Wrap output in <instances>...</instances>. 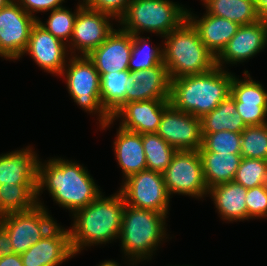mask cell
Segmentation results:
<instances>
[{
    "instance_id": "6da1fadb",
    "label": "cell",
    "mask_w": 267,
    "mask_h": 266,
    "mask_svg": "<svg viewBox=\"0 0 267 266\" xmlns=\"http://www.w3.org/2000/svg\"><path fill=\"white\" fill-rule=\"evenodd\" d=\"M48 161V162H47ZM38 165L36 200L48 190L55 203L68 209L72 215L93 202L102 192L89 174L87 167L62 158H52ZM40 195V196H39Z\"/></svg>"
},
{
    "instance_id": "7a4b0ae2",
    "label": "cell",
    "mask_w": 267,
    "mask_h": 266,
    "mask_svg": "<svg viewBox=\"0 0 267 266\" xmlns=\"http://www.w3.org/2000/svg\"><path fill=\"white\" fill-rule=\"evenodd\" d=\"M125 205L124 196L117 191L109 197L101 193L93 202L76 211L72 215V228L69 229L74 255L86 246L111 243L113 239H118Z\"/></svg>"
},
{
    "instance_id": "3957f363",
    "label": "cell",
    "mask_w": 267,
    "mask_h": 266,
    "mask_svg": "<svg viewBox=\"0 0 267 266\" xmlns=\"http://www.w3.org/2000/svg\"><path fill=\"white\" fill-rule=\"evenodd\" d=\"M233 76L228 70L215 66L205 73L172 79L170 104L201 118L230 95Z\"/></svg>"
},
{
    "instance_id": "277c9868",
    "label": "cell",
    "mask_w": 267,
    "mask_h": 266,
    "mask_svg": "<svg viewBox=\"0 0 267 266\" xmlns=\"http://www.w3.org/2000/svg\"><path fill=\"white\" fill-rule=\"evenodd\" d=\"M163 38V63L170 80L205 73L216 66V57L188 19Z\"/></svg>"
},
{
    "instance_id": "5b68a950",
    "label": "cell",
    "mask_w": 267,
    "mask_h": 266,
    "mask_svg": "<svg viewBox=\"0 0 267 266\" xmlns=\"http://www.w3.org/2000/svg\"><path fill=\"white\" fill-rule=\"evenodd\" d=\"M166 218V214L125 205L119 239L129 265L151 260L161 241L168 238Z\"/></svg>"
},
{
    "instance_id": "8992f818",
    "label": "cell",
    "mask_w": 267,
    "mask_h": 266,
    "mask_svg": "<svg viewBox=\"0 0 267 266\" xmlns=\"http://www.w3.org/2000/svg\"><path fill=\"white\" fill-rule=\"evenodd\" d=\"M187 10L170 0H132L118 23L132 35L146 31L165 37L187 19Z\"/></svg>"
},
{
    "instance_id": "52a82bcc",
    "label": "cell",
    "mask_w": 267,
    "mask_h": 266,
    "mask_svg": "<svg viewBox=\"0 0 267 266\" xmlns=\"http://www.w3.org/2000/svg\"><path fill=\"white\" fill-rule=\"evenodd\" d=\"M68 60L60 75L66 79L68 93L83 110L90 114L97 113L99 126L105 130L113 124V121L101 106L98 71L87 56H70Z\"/></svg>"
},
{
    "instance_id": "ba28073f",
    "label": "cell",
    "mask_w": 267,
    "mask_h": 266,
    "mask_svg": "<svg viewBox=\"0 0 267 266\" xmlns=\"http://www.w3.org/2000/svg\"><path fill=\"white\" fill-rule=\"evenodd\" d=\"M162 174L169 196L181 194L201 199L208 193L201 157L196 150H177Z\"/></svg>"
},
{
    "instance_id": "9c48e42d",
    "label": "cell",
    "mask_w": 267,
    "mask_h": 266,
    "mask_svg": "<svg viewBox=\"0 0 267 266\" xmlns=\"http://www.w3.org/2000/svg\"><path fill=\"white\" fill-rule=\"evenodd\" d=\"M53 219L43 204H37L27 212L0 216V224L10 235L14 253L21 255L57 224Z\"/></svg>"
},
{
    "instance_id": "30bf717a",
    "label": "cell",
    "mask_w": 267,
    "mask_h": 266,
    "mask_svg": "<svg viewBox=\"0 0 267 266\" xmlns=\"http://www.w3.org/2000/svg\"><path fill=\"white\" fill-rule=\"evenodd\" d=\"M120 192L126 205L168 214L170 196L166 190L163 174L143 170L123 180Z\"/></svg>"
},
{
    "instance_id": "8fae6325",
    "label": "cell",
    "mask_w": 267,
    "mask_h": 266,
    "mask_svg": "<svg viewBox=\"0 0 267 266\" xmlns=\"http://www.w3.org/2000/svg\"><path fill=\"white\" fill-rule=\"evenodd\" d=\"M35 17L28 14L15 0L0 7V57L17 60L23 56Z\"/></svg>"
},
{
    "instance_id": "7c38bea8",
    "label": "cell",
    "mask_w": 267,
    "mask_h": 266,
    "mask_svg": "<svg viewBox=\"0 0 267 266\" xmlns=\"http://www.w3.org/2000/svg\"><path fill=\"white\" fill-rule=\"evenodd\" d=\"M112 19L111 16L93 10L84 4L77 12L69 42L71 45L67 44L68 48H70V55L78 56L75 51L78 52L79 50L81 56H88L98 48L114 30L113 25L110 23Z\"/></svg>"
},
{
    "instance_id": "4fadbf2b",
    "label": "cell",
    "mask_w": 267,
    "mask_h": 266,
    "mask_svg": "<svg viewBox=\"0 0 267 266\" xmlns=\"http://www.w3.org/2000/svg\"><path fill=\"white\" fill-rule=\"evenodd\" d=\"M177 150H196L202 146L201 120L170 105L156 132Z\"/></svg>"
},
{
    "instance_id": "5bb4252c",
    "label": "cell",
    "mask_w": 267,
    "mask_h": 266,
    "mask_svg": "<svg viewBox=\"0 0 267 266\" xmlns=\"http://www.w3.org/2000/svg\"><path fill=\"white\" fill-rule=\"evenodd\" d=\"M244 76V79H239L234 74L230 85L237 112L247 126L267 124V90L253 80L247 70H244Z\"/></svg>"
},
{
    "instance_id": "9a60e30c",
    "label": "cell",
    "mask_w": 267,
    "mask_h": 266,
    "mask_svg": "<svg viewBox=\"0 0 267 266\" xmlns=\"http://www.w3.org/2000/svg\"><path fill=\"white\" fill-rule=\"evenodd\" d=\"M267 46V20L241 25L226 47L216 57V66L243 63L251 59Z\"/></svg>"
},
{
    "instance_id": "2e32d148",
    "label": "cell",
    "mask_w": 267,
    "mask_h": 266,
    "mask_svg": "<svg viewBox=\"0 0 267 266\" xmlns=\"http://www.w3.org/2000/svg\"><path fill=\"white\" fill-rule=\"evenodd\" d=\"M66 45L37 21L31 29L28 45L23 55L29 54L44 72L60 76L69 59L67 58L69 50Z\"/></svg>"
},
{
    "instance_id": "e0dca14e",
    "label": "cell",
    "mask_w": 267,
    "mask_h": 266,
    "mask_svg": "<svg viewBox=\"0 0 267 266\" xmlns=\"http://www.w3.org/2000/svg\"><path fill=\"white\" fill-rule=\"evenodd\" d=\"M74 255L70 232L58 223L37 243L21 254L23 266H60Z\"/></svg>"
},
{
    "instance_id": "ac0fdd59",
    "label": "cell",
    "mask_w": 267,
    "mask_h": 266,
    "mask_svg": "<svg viewBox=\"0 0 267 266\" xmlns=\"http://www.w3.org/2000/svg\"><path fill=\"white\" fill-rule=\"evenodd\" d=\"M170 105V100L163 99L129 102L122 105L111 116V120L114 122L120 118L119 127L130 132L139 134L156 133L163 112Z\"/></svg>"
},
{
    "instance_id": "d6986e66",
    "label": "cell",
    "mask_w": 267,
    "mask_h": 266,
    "mask_svg": "<svg viewBox=\"0 0 267 266\" xmlns=\"http://www.w3.org/2000/svg\"><path fill=\"white\" fill-rule=\"evenodd\" d=\"M171 80L163 62L150 69L132 71L126 82L125 104L151 99H170Z\"/></svg>"
},
{
    "instance_id": "ffe728a7",
    "label": "cell",
    "mask_w": 267,
    "mask_h": 266,
    "mask_svg": "<svg viewBox=\"0 0 267 266\" xmlns=\"http://www.w3.org/2000/svg\"><path fill=\"white\" fill-rule=\"evenodd\" d=\"M132 52V34L114 29L106 40L87 57L93 62L99 75L129 70Z\"/></svg>"
},
{
    "instance_id": "44dd1931",
    "label": "cell",
    "mask_w": 267,
    "mask_h": 266,
    "mask_svg": "<svg viewBox=\"0 0 267 266\" xmlns=\"http://www.w3.org/2000/svg\"><path fill=\"white\" fill-rule=\"evenodd\" d=\"M32 147L15 150L0 155V185L35 184L38 185V159Z\"/></svg>"
},
{
    "instance_id": "7402d4cb",
    "label": "cell",
    "mask_w": 267,
    "mask_h": 266,
    "mask_svg": "<svg viewBox=\"0 0 267 266\" xmlns=\"http://www.w3.org/2000/svg\"><path fill=\"white\" fill-rule=\"evenodd\" d=\"M192 14L191 10H187V19L197 29L202 43L217 57L240 25L223 17L211 15L207 11L201 18Z\"/></svg>"
},
{
    "instance_id": "603a6c76",
    "label": "cell",
    "mask_w": 267,
    "mask_h": 266,
    "mask_svg": "<svg viewBox=\"0 0 267 266\" xmlns=\"http://www.w3.org/2000/svg\"><path fill=\"white\" fill-rule=\"evenodd\" d=\"M114 153L124 180L140 171L147 170L142 134L119 127L114 141Z\"/></svg>"
},
{
    "instance_id": "cb8c5ba5",
    "label": "cell",
    "mask_w": 267,
    "mask_h": 266,
    "mask_svg": "<svg viewBox=\"0 0 267 266\" xmlns=\"http://www.w3.org/2000/svg\"><path fill=\"white\" fill-rule=\"evenodd\" d=\"M247 188L234 181L221 183L208 189V195L214 201L215 208L225 221L247 220L245 197Z\"/></svg>"
},
{
    "instance_id": "d4e9b609",
    "label": "cell",
    "mask_w": 267,
    "mask_h": 266,
    "mask_svg": "<svg viewBox=\"0 0 267 266\" xmlns=\"http://www.w3.org/2000/svg\"><path fill=\"white\" fill-rule=\"evenodd\" d=\"M204 179L209 188L234 180L242 160L241 154L199 152Z\"/></svg>"
},
{
    "instance_id": "484cf974",
    "label": "cell",
    "mask_w": 267,
    "mask_h": 266,
    "mask_svg": "<svg viewBox=\"0 0 267 266\" xmlns=\"http://www.w3.org/2000/svg\"><path fill=\"white\" fill-rule=\"evenodd\" d=\"M201 133L231 131L241 133L247 125L237 112L235 100L229 95L214 110L201 118Z\"/></svg>"
},
{
    "instance_id": "4316f807",
    "label": "cell",
    "mask_w": 267,
    "mask_h": 266,
    "mask_svg": "<svg viewBox=\"0 0 267 266\" xmlns=\"http://www.w3.org/2000/svg\"><path fill=\"white\" fill-rule=\"evenodd\" d=\"M205 7L209 14L223 17L240 26L261 20L255 0H211Z\"/></svg>"
},
{
    "instance_id": "83f0119b",
    "label": "cell",
    "mask_w": 267,
    "mask_h": 266,
    "mask_svg": "<svg viewBox=\"0 0 267 266\" xmlns=\"http://www.w3.org/2000/svg\"><path fill=\"white\" fill-rule=\"evenodd\" d=\"M35 184L0 185V216L12 212H27L37 205Z\"/></svg>"
},
{
    "instance_id": "f1b7e54d",
    "label": "cell",
    "mask_w": 267,
    "mask_h": 266,
    "mask_svg": "<svg viewBox=\"0 0 267 266\" xmlns=\"http://www.w3.org/2000/svg\"><path fill=\"white\" fill-rule=\"evenodd\" d=\"M130 73L129 70H125L100 76L101 106L110 116L125 104V88Z\"/></svg>"
},
{
    "instance_id": "f546056e",
    "label": "cell",
    "mask_w": 267,
    "mask_h": 266,
    "mask_svg": "<svg viewBox=\"0 0 267 266\" xmlns=\"http://www.w3.org/2000/svg\"><path fill=\"white\" fill-rule=\"evenodd\" d=\"M147 170L163 173L169 166L177 149L169 145L157 133L142 134Z\"/></svg>"
},
{
    "instance_id": "4dcf8cb0",
    "label": "cell",
    "mask_w": 267,
    "mask_h": 266,
    "mask_svg": "<svg viewBox=\"0 0 267 266\" xmlns=\"http://www.w3.org/2000/svg\"><path fill=\"white\" fill-rule=\"evenodd\" d=\"M149 39L132 35V52L128 65L130 72L150 69L163 62V48L150 46Z\"/></svg>"
},
{
    "instance_id": "1f68e13d",
    "label": "cell",
    "mask_w": 267,
    "mask_h": 266,
    "mask_svg": "<svg viewBox=\"0 0 267 266\" xmlns=\"http://www.w3.org/2000/svg\"><path fill=\"white\" fill-rule=\"evenodd\" d=\"M76 7V11L72 13L65 7L54 9L50 12L46 23H43L39 18L37 21L54 37L60 39L65 44H69L73 33L75 20L78 10L84 5L83 1H80Z\"/></svg>"
},
{
    "instance_id": "d6a6232c",
    "label": "cell",
    "mask_w": 267,
    "mask_h": 266,
    "mask_svg": "<svg viewBox=\"0 0 267 266\" xmlns=\"http://www.w3.org/2000/svg\"><path fill=\"white\" fill-rule=\"evenodd\" d=\"M241 155L267 161V124L247 126L241 132Z\"/></svg>"
},
{
    "instance_id": "836d02e7",
    "label": "cell",
    "mask_w": 267,
    "mask_h": 266,
    "mask_svg": "<svg viewBox=\"0 0 267 266\" xmlns=\"http://www.w3.org/2000/svg\"><path fill=\"white\" fill-rule=\"evenodd\" d=\"M241 133L220 131L202 133V146L198 152L241 154Z\"/></svg>"
},
{
    "instance_id": "e575fe53",
    "label": "cell",
    "mask_w": 267,
    "mask_h": 266,
    "mask_svg": "<svg viewBox=\"0 0 267 266\" xmlns=\"http://www.w3.org/2000/svg\"><path fill=\"white\" fill-rule=\"evenodd\" d=\"M233 181L247 189L267 184V161L242 157Z\"/></svg>"
},
{
    "instance_id": "d590c367",
    "label": "cell",
    "mask_w": 267,
    "mask_h": 266,
    "mask_svg": "<svg viewBox=\"0 0 267 266\" xmlns=\"http://www.w3.org/2000/svg\"><path fill=\"white\" fill-rule=\"evenodd\" d=\"M247 220L267 217V184L249 188L245 197Z\"/></svg>"
},
{
    "instance_id": "8d00e7d4",
    "label": "cell",
    "mask_w": 267,
    "mask_h": 266,
    "mask_svg": "<svg viewBox=\"0 0 267 266\" xmlns=\"http://www.w3.org/2000/svg\"><path fill=\"white\" fill-rule=\"evenodd\" d=\"M132 0H83L84 4L96 11L111 16L119 21L125 14Z\"/></svg>"
},
{
    "instance_id": "74e56055",
    "label": "cell",
    "mask_w": 267,
    "mask_h": 266,
    "mask_svg": "<svg viewBox=\"0 0 267 266\" xmlns=\"http://www.w3.org/2000/svg\"><path fill=\"white\" fill-rule=\"evenodd\" d=\"M28 14L32 17H36L34 15L35 12H47L52 11L54 9H58L64 7L62 4L65 0H15Z\"/></svg>"
},
{
    "instance_id": "f35d334b",
    "label": "cell",
    "mask_w": 267,
    "mask_h": 266,
    "mask_svg": "<svg viewBox=\"0 0 267 266\" xmlns=\"http://www.w3.org/2000/svg\"><path fill=\"white\" fill-rule=\"evenodd\" d=\"M14 254L10 235L7 230L0 224V258Z\"/></svg>"
},
{
    "instance_id": "ab89813d",
    "label": "cell",
    "mask_w": 267,
    "mask_h": 266,
    "mask_svg": "<svg viewBox=\"0 0 267 266\" xmlns=\"http://www.w3.org/2000/svg\"><path fill=\"white\" fill-rule=\"evenodd\" d=\"M0 266H23L20 254H11L0 258Z\"/></svg>"
},
{
    "instance_id": "60d3db41",
    "label": "cell",
    "mask_w": 267,
    "mask_h": 266,
    "mask_svg": "<svg viewBox=\"0 0 267 266\" xmlns=\"http://www.w3.org/2000/svg\"><path fill=\"white\" fill-rule=\"evenodd\" d=\"M261 19L267 20V0H255Z\"/></svg>"
},
{
    "instance_id": "b9f144b4",
    "label": "cell",
    "mask_w": 267,
    "mask_h": 266,
    "mask_svg": "<svg viewBox=\"0 0 267 266\" xmlns=\"http://www.w3.org/2000/svg\"><path fill=\"white\" fill-rule=\"evenodd\" d=\"M98 266H121L119 265L116 261H111V260H108V261H103L102 263H100Z\"/></svg>"
},
{
    "instance_id": "7bdbcfd3",
    "label": "cell",
    "mask_w": 267,
    "mask_h": 266,
    "mask_svg": "<svg viewBox=\"0 0 267 266\" xmlns=\"http://www.w3.org/2000/svg\"><path fill=\"white\" fill-rule=\"evenodd\" d=\"M10 0H0V7L6 5Z\"/></svg>"
},
{
    "instance_id": "ee69618b",
    "label": "cell",
    "mask_w": 267,
    "mask_h": 266,
    "mask_svg": "<svg viewBox=\"0 0 267 266\" xmlns=\"http://www.w3.org/2000/svg\"><path fill=\"white\" fill-rule=\"evenodd\" d=\"M201 1H203L204 3L203 5L206 6L211 0H201Z\"/></svg>"
}]
</instances>
